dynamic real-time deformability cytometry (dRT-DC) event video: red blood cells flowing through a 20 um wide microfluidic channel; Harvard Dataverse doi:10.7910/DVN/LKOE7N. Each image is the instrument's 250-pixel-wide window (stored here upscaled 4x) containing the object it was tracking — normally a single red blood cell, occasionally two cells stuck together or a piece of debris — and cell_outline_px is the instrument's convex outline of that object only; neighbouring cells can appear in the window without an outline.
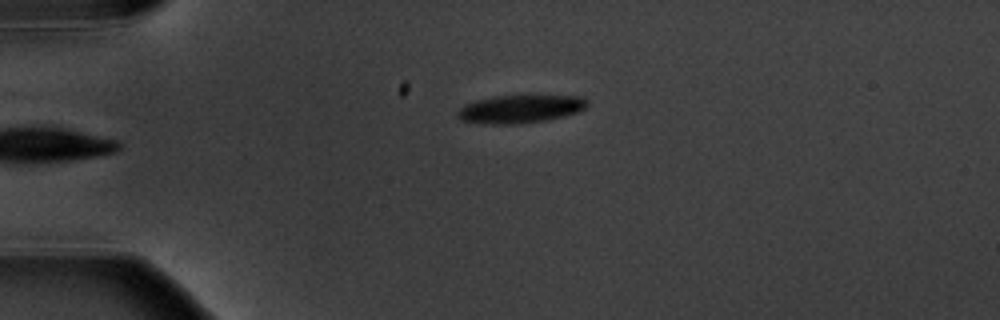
{"species": "common noctule bat (a hibernating species)", "species_latin": "Nyctalus noctula", "temperature_condition": "warm", "stored_images_in_passage": 6, "camera_frame_rate_fps": 3000, "um_per_image_px": 0.085, "animal": {"sex": "male", "body_mass_g": 20.1, "forearm_length_mm": 53.5}, "frame": {"image": 1, "passage_image": 6, "time_ms": 6.0, "image_size_px": [1000, 320], "cell_outline_px": [[588, 104], [584, 108], [576, 112], [564, 116], [544, 120], [520, 124], [488, 124], [460, 120], [456, 116], [456, 112], [464, 104], [476, 100], [492, 96], [580, 96]], "centroid_in_image_um": [44.14, 9.27], "position_along_channel_um": 40.9, "area_um2": 21.04}}